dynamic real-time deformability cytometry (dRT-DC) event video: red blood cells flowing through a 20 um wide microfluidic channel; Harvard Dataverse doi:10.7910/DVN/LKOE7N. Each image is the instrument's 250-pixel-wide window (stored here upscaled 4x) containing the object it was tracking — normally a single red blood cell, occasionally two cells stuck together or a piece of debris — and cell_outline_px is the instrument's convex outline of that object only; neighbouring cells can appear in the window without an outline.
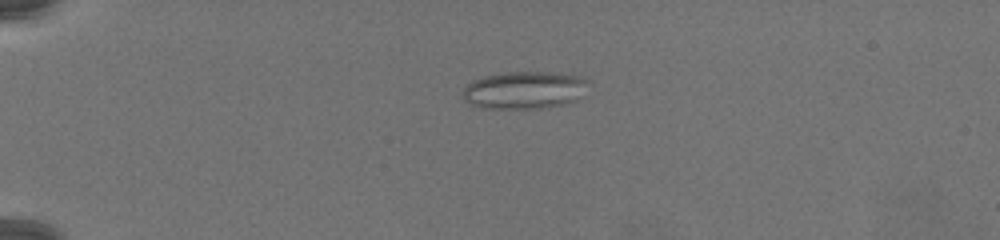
{"species": "common noctule bat (a hibernating species)", "species_latin": "Nyctalus noctula", "temperature_condition": "warm", "stored_images_in_passage": 60, "camera_frame_rate_fps": 3000, "um_per_image_px": 0.085, "animal": {"sex": "female", "body_mass_g": 19.5, "forearm_length_mm": 54.1}, "frame": {"image": 1, "passage_image": 3, "time_ms": 0.667, "image_size_px": [1000, 240], "cell_outline_px": [[588, 80], [576, 100], [564, 104], [540, 108], [484, 108], [472, 104], [464, 100], [464, 88], [472, 80], [484, 76], [508, 72], [548, 72], [580, 76]], "centroid_in_image_um": [44.53, 7.65], "position_along_channel_um": 40.5, "area_um2": 26.93}}
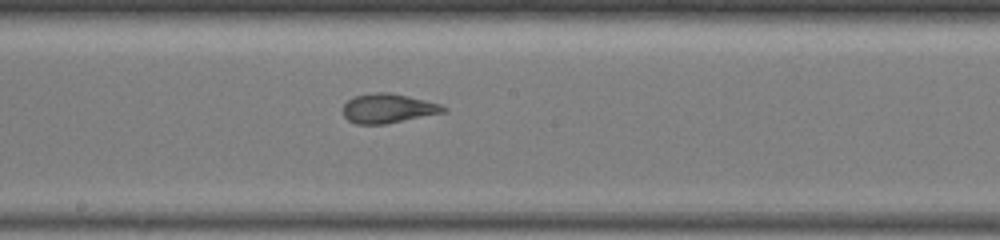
{"frame": {"image": 2, "passage_image": 28, "time_ms": 9.0, "image_size_px": [1000, 240], "cell_outline_px": [[448, 108], [444, 112], [388, 124], [356, 124], [348, 120], [344, 116], [344, 104], [352, 96], [376, 92], [388, 92], [408, 96], [440, 104]], "centroid_in_image_um": [32.97, 9.21], "position_along_channel_um": 215.2, "area_um2": 17.17}}
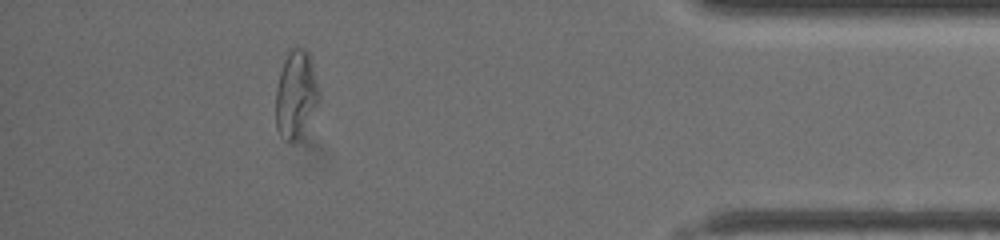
{"frame": {"image": 3, "passage_image": 53, "time_ms": 17.333, "image_size_px": [1000, 240], "cell_outline_px": [[320, 100], [296, 140], [288, 140], [280, 136], [276, 128], [276, 88], [280, 72], [288, 48], [304, 48], [308, 52], [312, 64], [320, 92]], "centroid_in_image_um": [25.14, 7.96], "position_along_channel_um": 410.1, "area_um2": 21.73}}